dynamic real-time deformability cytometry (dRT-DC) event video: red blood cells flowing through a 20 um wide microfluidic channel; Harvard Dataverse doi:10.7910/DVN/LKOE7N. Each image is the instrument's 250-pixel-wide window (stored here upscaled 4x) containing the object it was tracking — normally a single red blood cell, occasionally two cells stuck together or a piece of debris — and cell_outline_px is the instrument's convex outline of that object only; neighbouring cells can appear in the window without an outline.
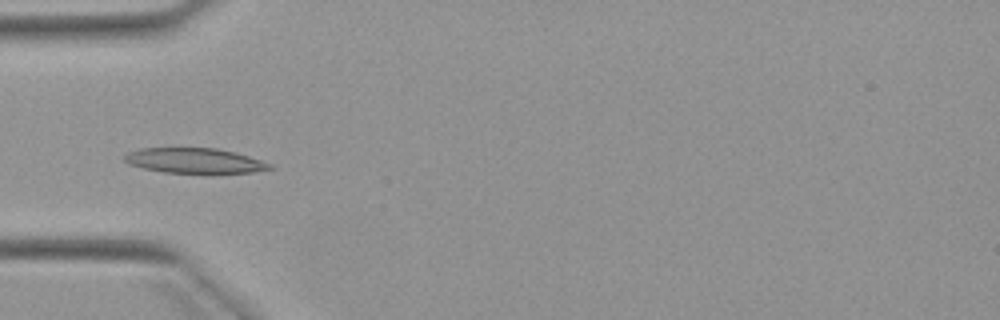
{"species": "Egyptian fruit bat (a non-hibernating species)", "species_latin": "Rousettus aegyptiacus", "temperature_condition": "warm", "stored_images_in_passage": 7, "camera_frame_rate_fps": 3000, "um_per_image_px": 0.085, "animal": {"sex": "female"}, "frame": {"image": 1, "passage_image": 5, "time_ms": 5.0, "image_size_px": [1000, 320], "cell_outline_px": [[276, 168], [252, 172], [212, 176], [164, 172], [144, 168], [128, 164], [124, 160], [124, 156], [128, 152], [140, 148], [216, 148], [236, 152], [272, 164]], "centroid_in_image_um": [16.61, 13.7], "position_along_channel_um": 68.4, "area_um2": 22.25}}
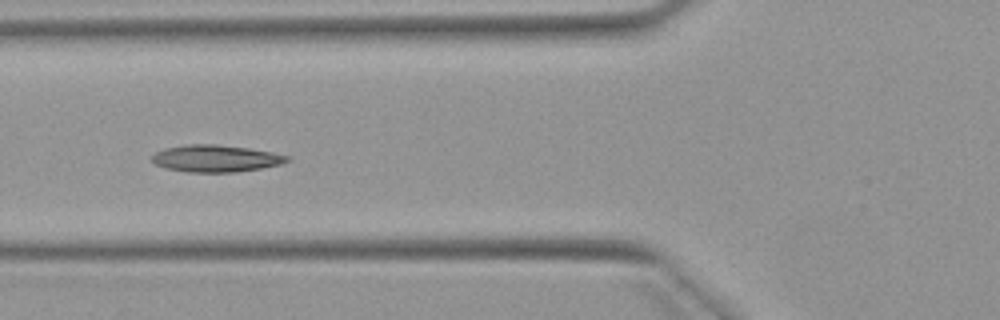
{"frame": {"image": 2, "passage_image": 6, "time_ms": 6.0, "image_size_px": [1000, 320], "cell_outline_px": [[292, 160], [280, 164], [260, 168], [236, 172], [184, 172], [164, 168], [156, 164], [152, 160], [152, 156], [156, 152], [164, 148], [188, 144], [216, 144], [248, 148], [272, 152], [288, 156]], "centroid_in_image_um": [18.32, 13.47], "position_along_channel_um": 107.5, "area_um2": 21.27}}
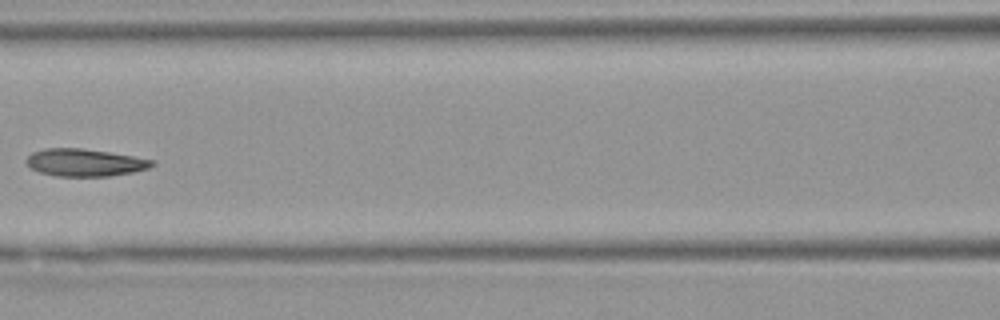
{"frame": {"image": 3, "passage_image": 7, "time_ms": 7.333, "image_size_px": [1000, 320], "cell_outline_px": [[156, 164], [148, 168], [132, 172], [108, 176], [56, 176], [40, 172], [32, 168], [24, 160], [32, 152], [44, 148], [84, 148], [156, 160]], "centroid_in_image_um": [7.21, 13.81], "position_along_channel_um": 159.4, "area_um2": 20.06}}